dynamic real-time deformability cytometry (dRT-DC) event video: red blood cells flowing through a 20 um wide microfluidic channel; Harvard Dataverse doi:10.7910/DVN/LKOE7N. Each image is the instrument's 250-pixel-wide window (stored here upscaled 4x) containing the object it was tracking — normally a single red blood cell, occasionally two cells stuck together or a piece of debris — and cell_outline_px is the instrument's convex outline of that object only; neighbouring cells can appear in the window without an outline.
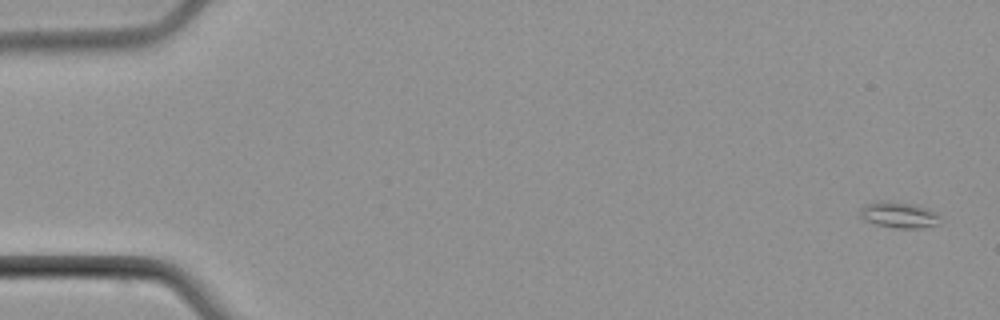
{"species": "common noctule bat (a hibernating species)", "species_latin": "Nyctalus noctula", "temperature_condition": "cold", "stored_images_in_passage": 8, "camera_frame_rate_fps": 3000, "um_per_image_px": 0.085, "animal": {"sex": "male", "body_mass_g": 21.5, "forearm_length_mm": 52.0}, "frame": {"image": 1, "passage_image": 1, "time_ms": 0.0, "image_size_px": [1000, 320], "cell_outline_px": [[940, 216], [936, 224], [920, 228], [896, 228], [876, 224], [864, 220], [860, 216], [860, 208], [864, 204], [880, 200], [884, 200], [916, 204], [928, 208]], "centroid_in_image_um": [76.36, 18.24], "position_along_channel_um": 8.6, "area_um2": 12.2}}